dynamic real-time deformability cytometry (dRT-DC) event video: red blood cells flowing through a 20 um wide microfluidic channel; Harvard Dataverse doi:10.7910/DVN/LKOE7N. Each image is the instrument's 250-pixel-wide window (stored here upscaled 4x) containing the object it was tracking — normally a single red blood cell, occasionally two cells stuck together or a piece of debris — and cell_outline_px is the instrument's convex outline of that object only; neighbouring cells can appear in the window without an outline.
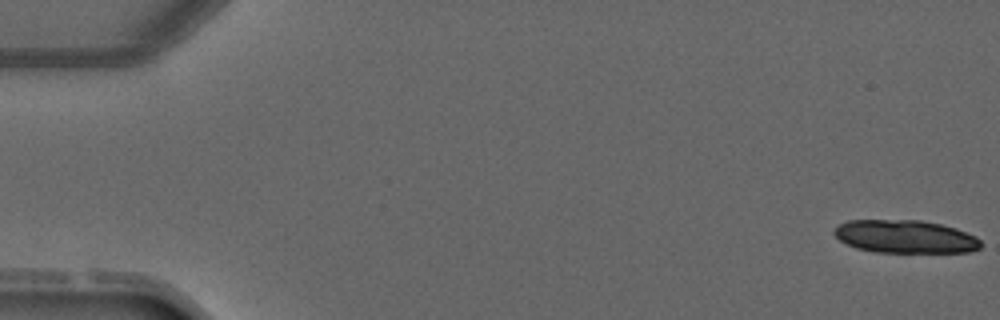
{"species": "common noctule bat (a hibernating species)", "species_latin": "Nyctalus noctula", "temperature_condition": "warm", "stored_images_in_passage": 6, "camera_frame_rate_fps": 3000, "um_per_image_px": 0.085, "animal": {"sex": "male", "forearm_length_mm": 52.5}, "frame": {"image": 1, "passage_image": 1, "time_ms": 0.0, "image_size_px": [1000, 320], "cell_outline_px": [[980, 248], [968, 252], [876, 252], [856, 248], [840, 240], [832, 232], [836, 224], [848, 220], [920, 220], [940, 224], [956, 228], [976, 236], [980, 240]], "centroid_in_image_um": [76.91, 20.1], "position_along_channel_um": 8.1, "area_um2": 28.26}}
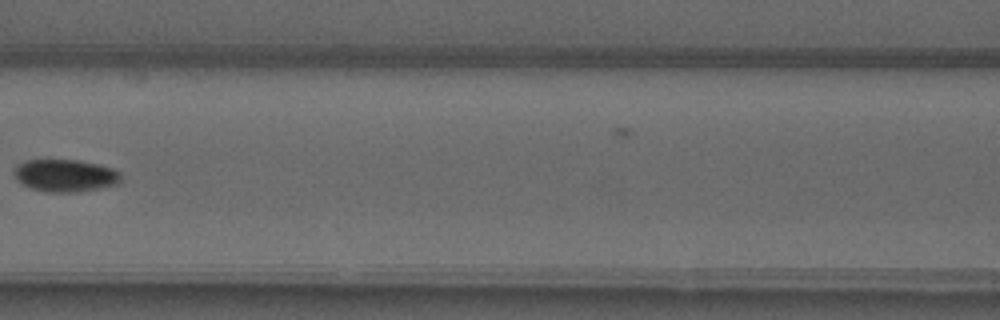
{"frame": {"image": 2, "passage_image": 6, "time_ms": 6.667, "image_size_px": [1000, 320], "cell_outline_px": [[120, 180], [116, 184], [100, 188], [76, 192], [48, 192], [32, 188], [16, 180], [16, 164], [24, 160], [76, 160], [96, 164], [112, 168], [120, 172]], "centroid_in_image_um": [5.54, 14.92], "position_along_channel_um": 161.1, "area_um2": 19.88}}